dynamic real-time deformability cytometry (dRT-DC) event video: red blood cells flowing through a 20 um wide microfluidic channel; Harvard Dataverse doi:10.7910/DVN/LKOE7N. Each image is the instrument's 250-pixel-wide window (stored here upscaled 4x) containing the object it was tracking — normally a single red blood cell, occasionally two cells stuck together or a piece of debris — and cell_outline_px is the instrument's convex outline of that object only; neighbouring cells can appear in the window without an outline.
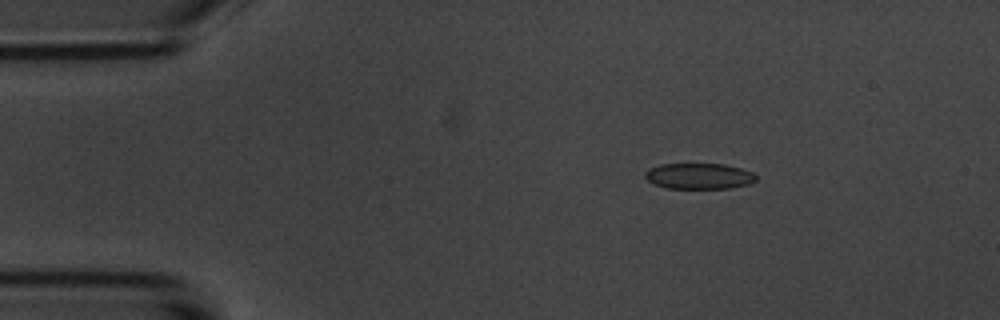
{"species": "common noctule bat (a hibernating species)", "species_latin": "Nyctalus noctula", "temperature_condition": "room temperature", "stored_images_in_passage": 4, "camera_frame_rate_fps": 3000, "um_per_image_px": 0.085, "animal": {"sex": "male", "body_mass_g": 20.1, "forearm_length_mm": 53.5}, "frame": {"image": 1, "passage_image": 2, "time_ms": 1.0, "image_size_px": [1000, 320], "cell_outline_px": [[756, 180], [748, 184], [728, 188], [668, 188], [652, 184], [644, 176], [644, 172], [648, 168], [660, 164], [724, 164], [740, 168], [752, 172], [756, 176]], "centroid_in_image_um": [59.37, 14.96], "position_along_channel_um": 25.6, "area_um2": 16.7}}